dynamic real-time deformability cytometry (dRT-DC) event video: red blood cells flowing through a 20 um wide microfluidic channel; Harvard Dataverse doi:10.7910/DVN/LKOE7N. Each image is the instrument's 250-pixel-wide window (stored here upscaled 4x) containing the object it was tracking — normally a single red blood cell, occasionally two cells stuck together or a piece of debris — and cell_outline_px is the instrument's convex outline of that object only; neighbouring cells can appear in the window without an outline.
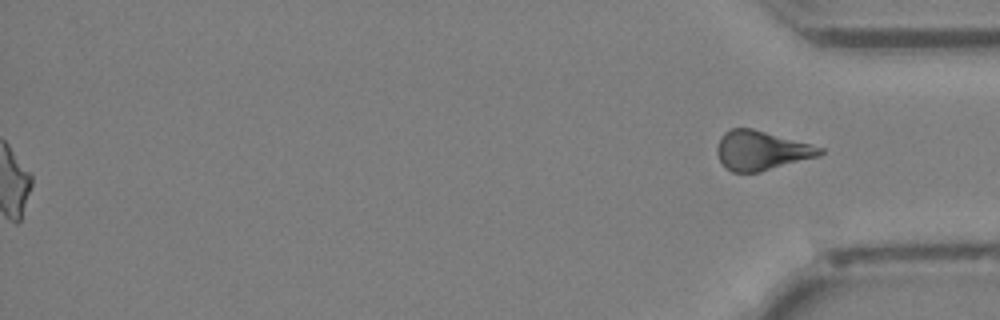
{"species": "Egyptian fruit bat (a non-hibernating species)", "species_latin": "Rousettus aegyptiacus", "temperature_condition": "cold", "stored_images_in_passage": 33, "segment_of_instrument_passage": [2, 2], "camera_frame_rate_fps": 3000, "um_per_image_px": 0.085, "animal": {"sex": "female"}, "frame": {"image": 1, "passage_image": 33, "time_ms": 10.667, "image_size_px": [1000, 320], "cell_outline_px": [[824, 152], [820, 156], [760, 172], [732, 172], [720, 160], [716, 152], [716, 148], [724, 132], [732, 128], [752, 128], [824, 148]], "centroid_in_image_um": [64.73, 12.79], "position_along_channel_um": 370.5, "area_um2": 23.35}}